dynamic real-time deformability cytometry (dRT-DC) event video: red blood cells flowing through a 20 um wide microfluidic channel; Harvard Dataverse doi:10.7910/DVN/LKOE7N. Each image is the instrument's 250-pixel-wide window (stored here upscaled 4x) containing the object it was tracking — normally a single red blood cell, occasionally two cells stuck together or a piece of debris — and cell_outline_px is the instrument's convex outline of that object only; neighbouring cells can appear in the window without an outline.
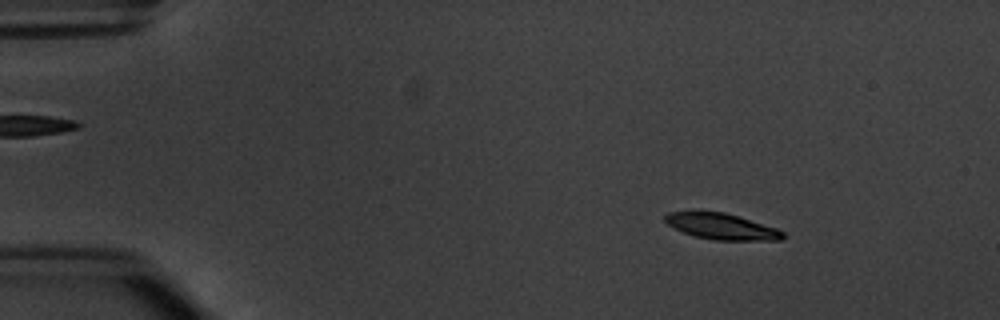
{"species": "common noctule bat (a hibernating species)", "species_latin": "Nyctalus noctula", "temperature_condition": "warm", "stored_images_in_passage": 4, "camera_frame_rate_fps": 3000, "um_per_image_px": 0.085, "animal": {"sex": "male", "body_mass_g": 20.1, "forearm_length_mm": 53.5}, "frame": {"image": 1, "passage_image": 2, "time_ms": 1.333, "image_size_px": [1000, 320], "cell_outline_px": [[788, 236], [780, 240], [712, 240], [696, 236], [672, 228], [664, 220], [664, 216], [668, 212], [692, 208], [696, 208], [724, 212], [776, 228], [784, 232]], "centroid_in_image_um": [61.24, 19.2], "position_along_channel_um": 23.8, "area_um2": 18.55}}
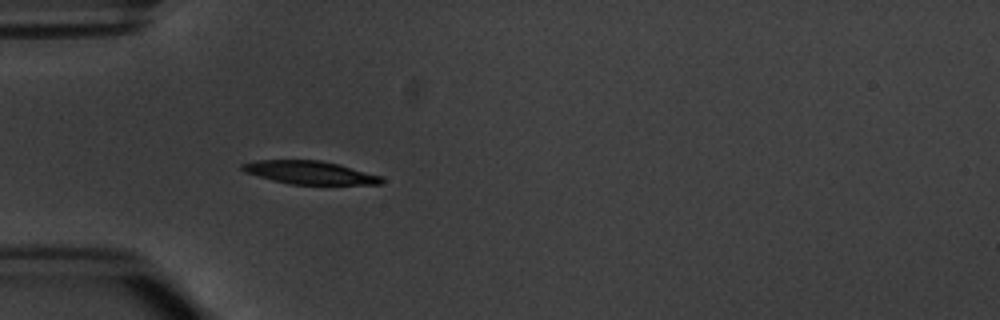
{"frame": {"image": 2, "passage_image": 4, "time_ms": 4.333, "image_size_px": [1000, 320], "cell_outline_px": [[384, 180], [380, 184], [288, 184], [272, 180], [244, 172], [240, 168], [240, 164], [252, 160], [320, 160], [336, 164], [380, 176]], "centroid_in_image_um": [26.22, 14.66], "position_along_channel_um": 58.8, "area_um2": 18.55}}